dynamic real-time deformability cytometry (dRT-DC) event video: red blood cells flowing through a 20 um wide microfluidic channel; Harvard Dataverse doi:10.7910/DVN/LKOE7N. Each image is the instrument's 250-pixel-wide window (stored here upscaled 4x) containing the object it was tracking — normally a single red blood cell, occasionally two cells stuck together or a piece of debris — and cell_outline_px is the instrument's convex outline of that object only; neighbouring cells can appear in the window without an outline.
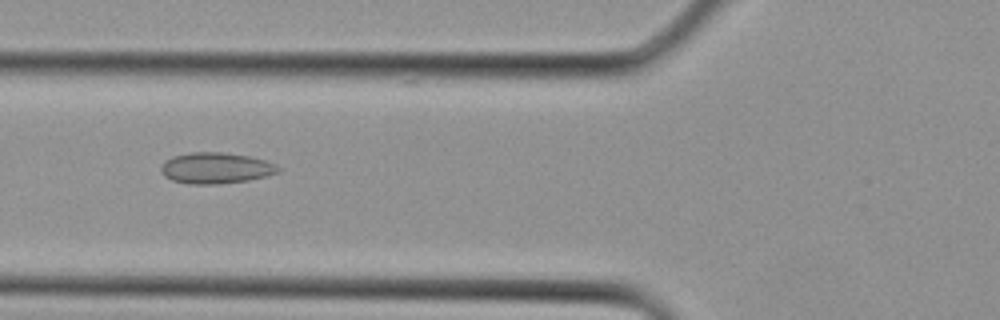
{"species": "Egyptian fruit bat (a non-hibernating species)", "species_latin": "Rousettus aegyptiacus", "temperature_condition": "cold", "stored_images_in_passage": 3, "camera_frame_rate_fps": 3000, "um_per_image_px": 0.085, "animal": {"sex": "female"}, "frame": {"image": 1, "passage_image": 3, "time_ms": 0.667, "image_size_px": [1000, 320], "cell_outline_px": [[280, 172], [268, 176], [248, 180], [220, 184], [188, 184], [172, 180], [164, 176], [160, 172], [160, 168], [164, 160], [172, 156], [192, 152], [224, 152], [248, 156], [264, 160], [276, 164], [280, 168]], "centroid_in_image_um": [18.33, 14.29], "position_along_channel_um": 107.5, "area_um2": 21.44}}